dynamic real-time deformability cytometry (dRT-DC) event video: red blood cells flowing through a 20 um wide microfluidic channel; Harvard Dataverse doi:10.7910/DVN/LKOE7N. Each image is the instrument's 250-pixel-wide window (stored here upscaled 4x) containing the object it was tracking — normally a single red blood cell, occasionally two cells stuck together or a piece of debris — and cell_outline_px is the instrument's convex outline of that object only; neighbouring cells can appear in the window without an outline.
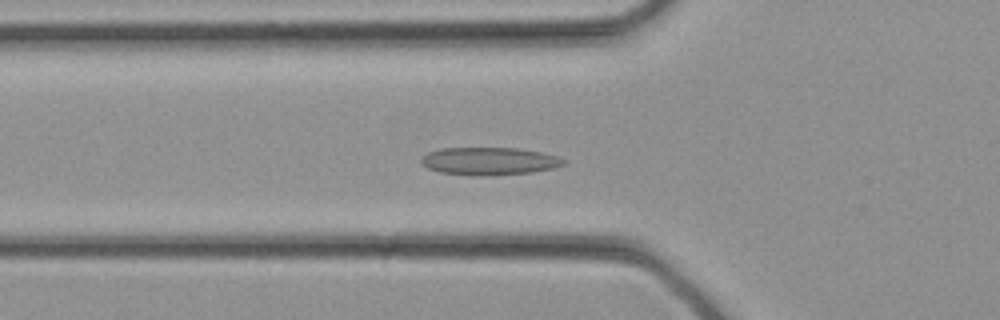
{"species": "common noctule bat (a hibernating species)", "species_latin": "Nyctalus noctula", "temperature_condition": "cold", "stored_images_in_passage": 33, "camera_frame_rate_fps": 3000, "um_per_image_px": 0.085, "animal": {"sex": "female", "body_mass_g": 21.9}, "frame": {"image": 1, "passage_image": 11, "time_ms": 3.333, "image_size_px": [1000, 320], "cell_outline_px": [[568, 160], [564, 164], [552, 168], [532, 172], [484, 176], [480, 176], [440, 172], [428, 168], [420, 160], [428, 152], [440, 148], [520, 148], [560, 156]], "centroid_in_image_um": [41.63, 13.69], "position_along_channel_um": 84.2, "area_um2": 22.95}}
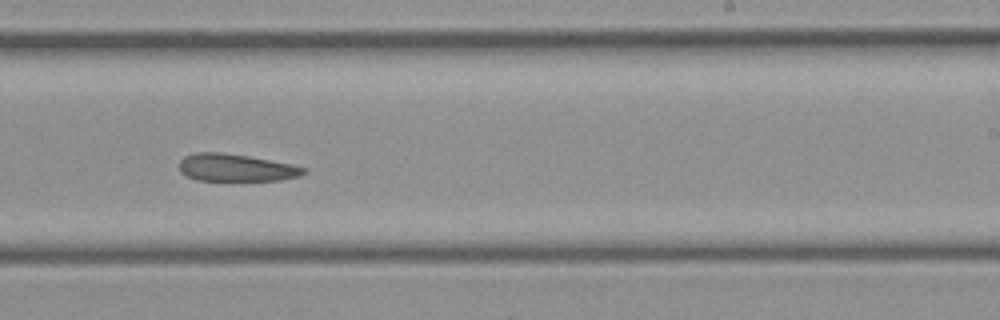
{"frame": {"image": 2, "passage_image": 20, "time_ms": 6.333, "image_size_px": [1000, 320], "cell_outline_px": [[308, 172], [300, 176], [280, 180], [196, 180], [180, 172], [180, 160], [184, 156], [196, 152], [220, 152], [248, 156], [292, 164], [308, 168]], "centroid_in_image_um": [20.09, 14.25], "position_along_channel_um": 268.9, "area_um2": 19.88}}
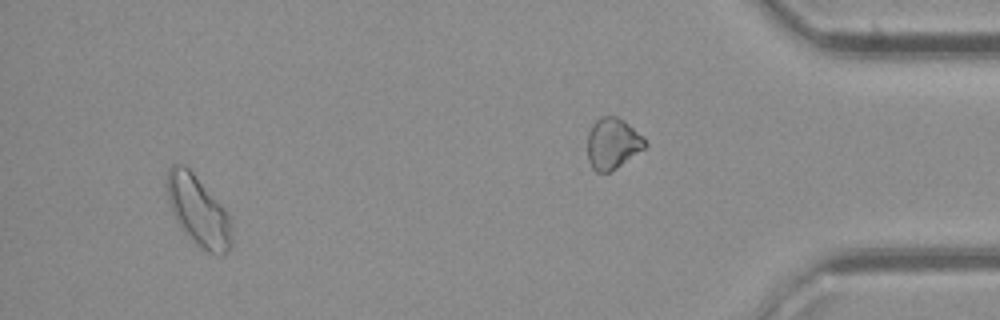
{"frame": {"image": 3, "passage_image": 31, "time_ms": 10.0, "image_size_px": [1000, 320], "cell_outline_px": [[232, 248], [224, 256], [220, 256], [204, 252], [180, 228], [172, 212], [168, 200], [164, 184], [164, 180], [168, 168], [172, 164], [184, 164], [192, 172], [224, 208], [228, 216], [232, 236]], "centroid_in_image_um": [16.82, 17.95], "position_along_channel_um": 418.4, "area_um2": 26.82}}